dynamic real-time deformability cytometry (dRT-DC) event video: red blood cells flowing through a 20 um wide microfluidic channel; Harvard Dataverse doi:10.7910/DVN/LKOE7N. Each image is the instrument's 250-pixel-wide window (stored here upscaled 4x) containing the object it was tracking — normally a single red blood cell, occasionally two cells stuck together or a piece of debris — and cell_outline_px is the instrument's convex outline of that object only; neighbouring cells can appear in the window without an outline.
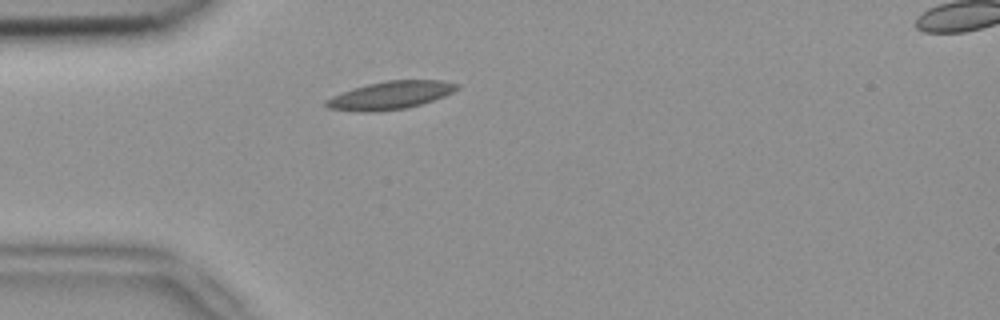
{"species": "common noctule bat (a hibernating species)", "species_latin": "Nyctalus noctula", "temperature_condition": "room temperature", "stored_images_in_passage": 1, "camera_frame_rate_fps": 3000, "um_per_image_px": 0.085, "animal": {"sex": "female", "body_mass_g": 18.4}, "frame": {"image": 1, "passage_image": 1, "time_ms": 0.0, "image_size_px": [1000, 320], "cell_outline_px": [[460, 88], [444, 96], [408, 108], [376, 112], [360, 112], [328, 108], [324, 104], [324, 100], [332, 96], [352, 88], [384, 80], [444, 80], [460, 84]], "centroid_in_image_um": [33.18, 8.09], "position_along_channel_um": 51.8, "area_um2": 21.5}}